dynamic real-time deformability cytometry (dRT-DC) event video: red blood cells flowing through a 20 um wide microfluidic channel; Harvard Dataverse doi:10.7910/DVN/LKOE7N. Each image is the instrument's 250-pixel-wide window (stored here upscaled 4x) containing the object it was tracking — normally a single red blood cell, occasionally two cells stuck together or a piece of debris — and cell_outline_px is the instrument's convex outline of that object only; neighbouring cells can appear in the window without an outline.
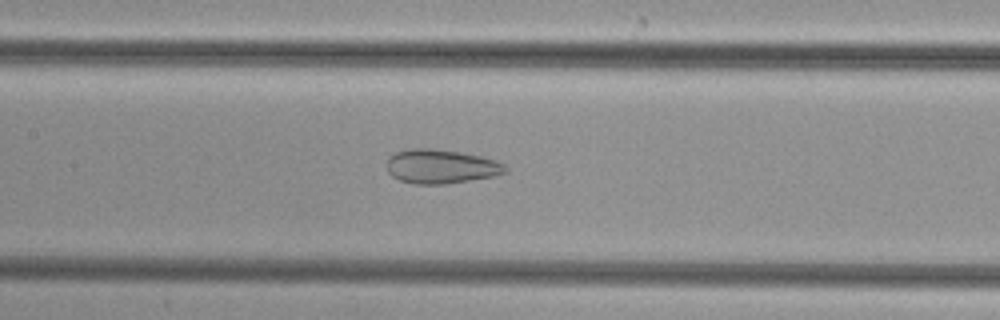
{"species": "common noctule bat (a hibernating species)", "species_latin": "Nyctalus noctula", "temperature_condition": "cold", "stored_images_in_passage": 49, "camera_frame_rate_fps": 3000, "um_per_image_px": 0.085, "animal": {"sex": "female", "body_mass_g": 29.2, "forearm_length_mm": 56.3}, "frame": {"image": 1, "passage_image": 23, "time_ms": 7.333, "image_size_px": [1000, 320], "cell_outline_px": [[508, 172], [496, 176], [444, 184], [416, 184], [400, 180], [392, 176], [388, 172], [388, 156], [396, 152], [408, 148], [436, 148], [460, 152], [480, 156], [496, 160], [504, 164], [508, 168]], "centroid_in_image_um": [37.5, 14.14], "position_along_channel_um": 169.9, "area_um2": 23.76}}
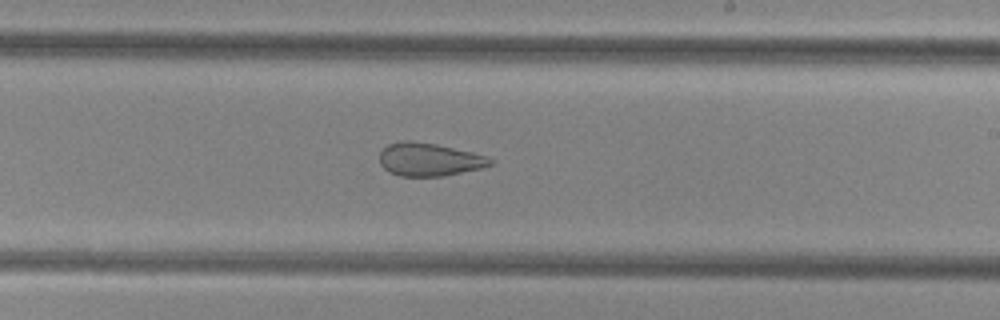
{"frame": {"image": 2, "passage_image": 29, "time_ms": 9.333, "image_size_px": [1000, 320], "cell_outline_px": [[496, 160], [492, 164], [480, 168], [444, 176], [400, 176], [388, 172], [380, 164], [380, 152], [388, 144], [404, 140], [412, 140], [436, 144], [472, 152], [488, 156]], "centroid_in_image_um": [36.48, 13.55], "position_along_channel_um": 252.5, "area_um2": 21.44}}
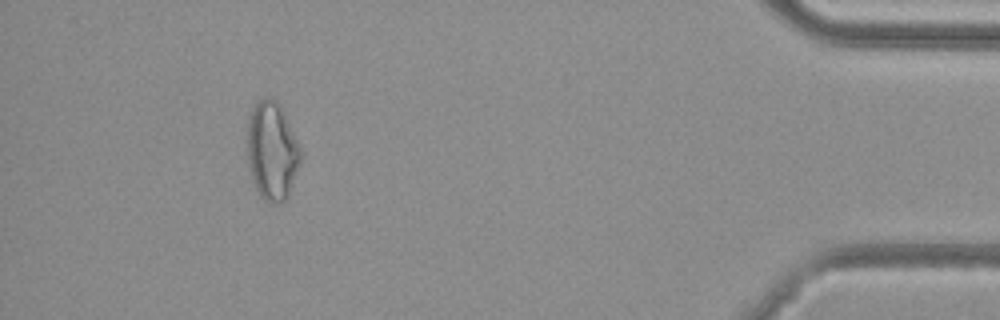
{"frame": {"image": 3, "passage_image": 45, "time_ms": 14.667, "image_size_px": [1000, 320], "cell_outline_px": [[300, 164], [288, 196], [284, 200], [276, 204], [268, 204], [260, 196], [252, 180], [248, 164], [248, 116], [252, 108], [264, 96], [276, 100], [280, 104], [300, 144]], "centroid_in_image_um": [23.13, 12.83], "position_along_channel_um": 412.1, "area_um2": 30.75}}